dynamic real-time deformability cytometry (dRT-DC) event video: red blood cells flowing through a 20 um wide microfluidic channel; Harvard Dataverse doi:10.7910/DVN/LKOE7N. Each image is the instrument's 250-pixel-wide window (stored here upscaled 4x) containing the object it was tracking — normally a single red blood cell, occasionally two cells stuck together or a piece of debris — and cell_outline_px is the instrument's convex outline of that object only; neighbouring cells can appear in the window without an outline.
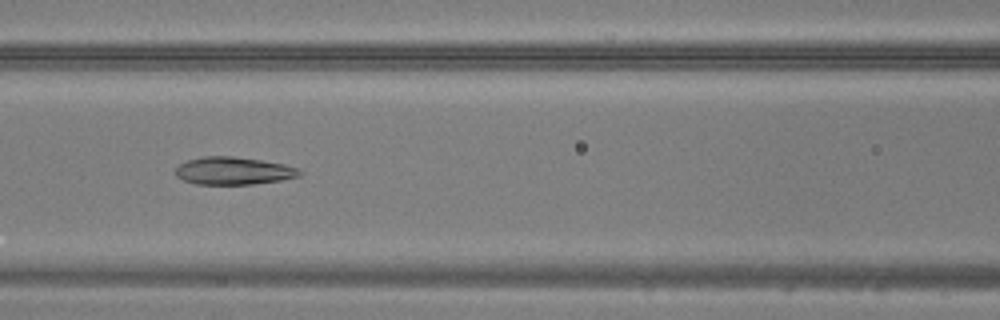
{"species": "common noctule bat (a hibernating species)", "species_latin": "Nyctalus noctula", "temperature_condition": "warm", "stored_images_in_passage": 38, "camera_frame_rate_fps": 3000, "um_per_image_px": 0.085, "animal": {"sex": "male", "body_mass_g": 20.5, "forearm_length_mm": 52.5}, "frame": {"image": 1, "passage_image": 12, "time_ms": 3.667, "image_size_px": [1000, 320], "cell_outline_px": [[300, 176], [280, 180], [252, 184], [196, 184], [184, 180], [176, 176], [176, 168], [180, 164], [188, 160], [204, 156], [232, 156], [260, 160], [284, 164], [296, 168], [300, 172]], "centroid_in_image_um": [19.82, 14.52], "position_along_channel_um": 146.8, "area_um2": 19.71}}
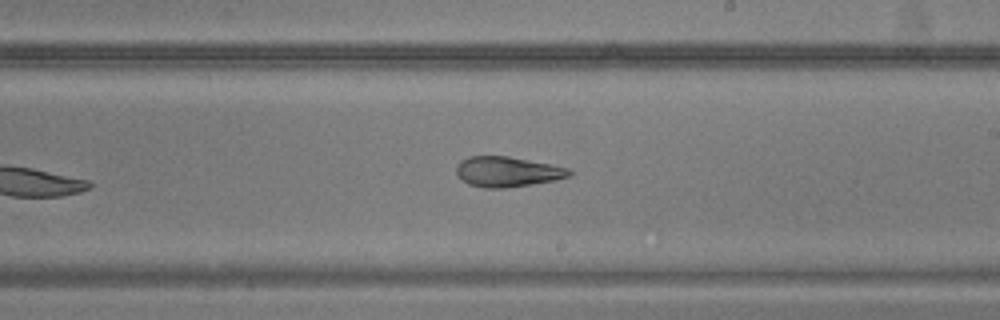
{"frame": {"image": 2, "passage_image": 19, "time_ms": 6.0, "image_size_px": [1000, 320], "cell_outline_px": [[572, 172], [568, 176], [556, 180], [504, 188], [484, 188], [468, 184], [456, 176], [456, 164], [460, 160], [468, 156], [508, 156], [552, 164], [568, 168]], "centroid_in_image_um": [43.07, 14.59], "position_along_channel_um": 245.9, "area_um2": 20.0}}
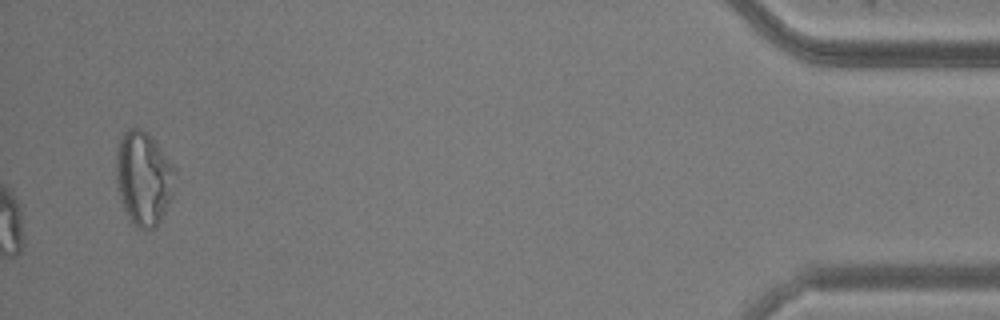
{"frame": {"image": 3, "passage_image": 37, "time_ms": 12.0, "image_size_px": [1000, 320], "cell_outline_px": [[176, 172], [172, 196], [156, 228], [148, 232], [136, 228], [128, 220], [120, 200], [116, 188], [116, 148], [120, 136], [128, 128], [140, 128], [148, 132], [176, 168]], "centroid_in_image_um": [12.18, 15.18], "position_along_channel_um": 423.0, "area_um2": 33.06}}